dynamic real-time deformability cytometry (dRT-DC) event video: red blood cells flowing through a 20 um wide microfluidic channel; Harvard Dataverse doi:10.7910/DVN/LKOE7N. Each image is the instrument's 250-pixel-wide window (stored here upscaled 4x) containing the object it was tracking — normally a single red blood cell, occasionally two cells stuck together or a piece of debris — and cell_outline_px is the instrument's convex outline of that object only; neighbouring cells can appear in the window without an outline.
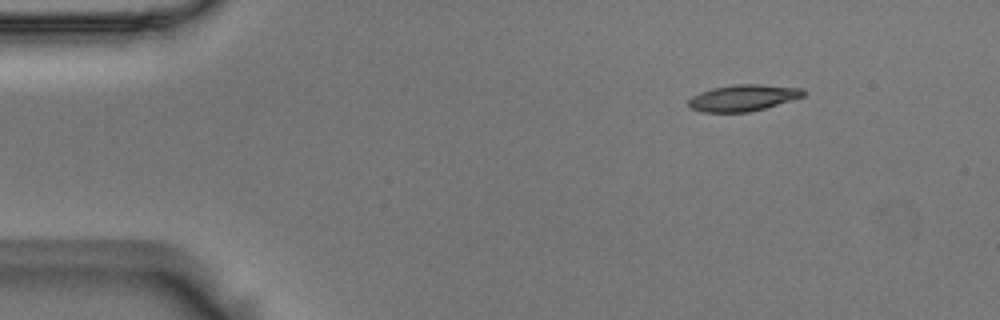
{"species": "Egyptian fruit bat (a non-hibernating species)", "species_latin": "Rousettus aegyptiacus", "temperature_condition": "room temperature", "stored_images_in_passage": 3, "camera_frame_rate_fps": 3000, "um_per_image_px": 0.085, "animal": {"sex": "male"}, "frame": {"image": 1, "passage_image": 1, "time_ms": 0.0, "image_size_px": [1000, 320], "cell_outline_px": [[804, 96], [792, 100], [764, 108], [748, 112], [700, 112], [688, 108], [688, 100], [692, 96], [700, 92], [712, 88], [736, 84], [760, 84], [804, 88]], "centroid_in_image_um": [63.13, 8.32], "position_along_channel_um": 21.9, "area_um2": 17.74}}